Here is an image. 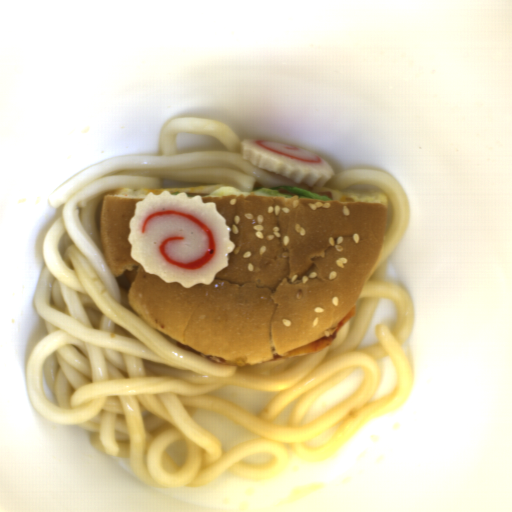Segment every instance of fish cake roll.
Listing matches in <instances>:
<instances>
[{
  "mask_svg": "<svg viewBox=\"0 0 512 512\" xmlns=\"http://www.w3.org/2000/svg\"><path fill=\"white\" fill-rule=\"evenodd\" d=\"M130 257L150 275L191 288L211 285L235 249L215 202L184 191L148 193L128 222Z\"/></svg>",
  "mask_w": 512,
  "mask_h": 512,
  "instance_id": "1",
  "label": "fish cake roll"
},
{
  "mask_svg": "<svg viewBox=\"0 0 512 512\" xmlns=\"http://www.w3.org/2000/svg\"><path fill=\"white\" fill-rule=\"evenodd\" d=\"M242 159L296 184L325 187L335 174L319 155L288 143L247 138L239 142Z\"/></svg>",
  "mask_w": 512,
  "mask_h": 512,
  "instance_id": "2",
  "label": "fish cake roll"
}]
</instances>
